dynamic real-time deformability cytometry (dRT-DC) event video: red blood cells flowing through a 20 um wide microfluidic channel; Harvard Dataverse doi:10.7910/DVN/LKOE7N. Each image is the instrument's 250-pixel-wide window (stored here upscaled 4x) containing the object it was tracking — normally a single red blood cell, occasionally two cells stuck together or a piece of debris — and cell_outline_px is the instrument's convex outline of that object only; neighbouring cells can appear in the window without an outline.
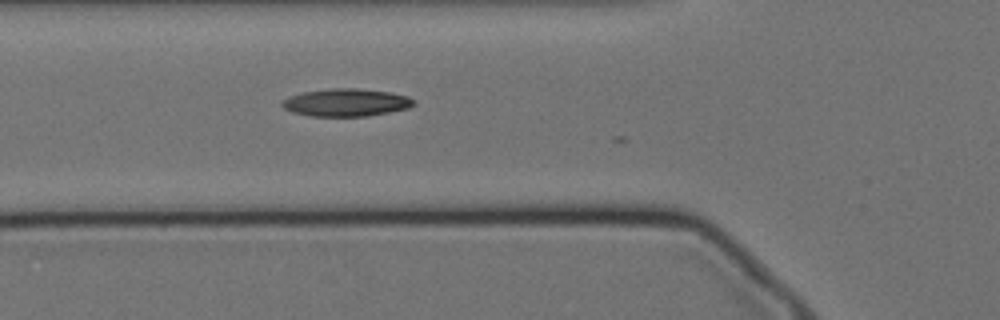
{"species": "Egyptian fruit bat (a non-hibernating species)", "species_latin": "Rousettus aegyptiacus", "temperature_condition": "cold", "stored_images_in_passage": 3, "camera_frame_rate_fps": 3000, "um_per_image_px": 0.085, "animal": {"sex": "female"}, "frame": {"image": 1, "passage_image": 2, "time_ms": 0.333, "image_size_px": [1000, 320], "cell_outline_px": [[416, 104], [408, 108], [368, 116], [312, 116], [292, 112], [284, 108], [280, 104], [288, 96], [300, 92], [328, 88], [356, 88], [392, 92], [408, 96], [416, 100]], "centroid_in_image_um": [29.43, 8.7], "position_along_channel_um": 96.4, "area_um2": 21.44}}